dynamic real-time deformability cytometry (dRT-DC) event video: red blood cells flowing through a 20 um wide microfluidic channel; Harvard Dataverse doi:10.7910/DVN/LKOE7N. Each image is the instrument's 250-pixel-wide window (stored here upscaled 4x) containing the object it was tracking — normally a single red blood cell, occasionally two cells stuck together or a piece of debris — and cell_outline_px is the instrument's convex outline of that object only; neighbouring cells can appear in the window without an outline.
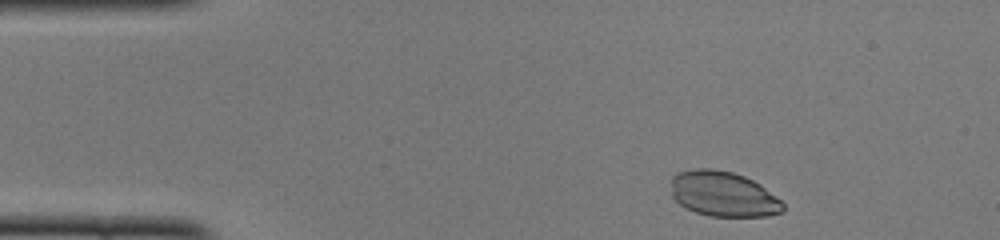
{"species": "common noctule bat (a hibernating species)", "species_latin": "Nyctalus noctula", "temperature_condition": "cold", "stored_images_in_passage": 45, "camera_frame_rate_fps": 3000, "um_per_image_px": 0.085, "animal": {"sex": "female", "body_mass_g": 22.0, "forearm_length_mm": 56.7}, "frame": {"image": 1, "passage_image": 2, "time_ms": 0.333, "image_size_px": [1000, 240], "cell_outline_px": [[784, 212], [768, 216], [708, 216], [696, 212], [680, 204], [672, 196], [672, 176], [676, 172], [696, 168], [712, 168], [732, 172], [744, 176], [760, 184], [780, 200], [784, 204]], "centroid_in_image_um": [61.48, 16.48], "position_along_channel_um": 23.5, "area_um2": 29.48}}